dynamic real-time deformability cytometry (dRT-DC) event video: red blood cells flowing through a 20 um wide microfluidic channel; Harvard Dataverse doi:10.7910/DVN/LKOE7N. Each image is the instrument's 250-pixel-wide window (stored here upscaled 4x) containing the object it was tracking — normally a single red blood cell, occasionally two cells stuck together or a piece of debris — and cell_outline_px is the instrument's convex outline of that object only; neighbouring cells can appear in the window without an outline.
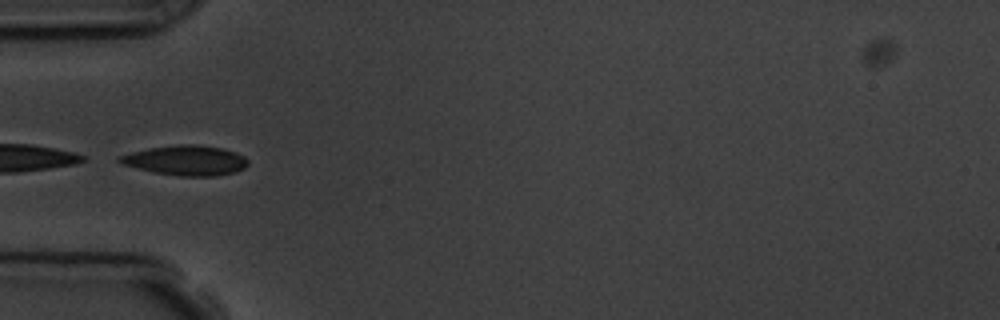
{"species": "common noctule bat (a hibernating species)", "species_latin": "Nyctalus noctula", "temperature_condition": "room temperature", "stored_images_in_passage": 6, "camera_frame_rate_fps": 3000, "um_per_image_px": 0.085, "animal": {"sex": "male", "body_mass_g": 19.5, "forearm_length_mm": 54.6}, "frame": {"image": 1, "passage_image": 6, "time_ms": 5.667, "image_size_px": [1000, 320], "cell_outline_px": [[248, 164], [244, 168], [236, 172], [216, 176], [180, 176], [156, 172], [120, 164], [116, 160], [120, 156], [132, 152], [148, 148], [176, 144], [196, 144], [224, 148], [236, 152], [244, 156], [248, 160]], "centroid_in_image_um": [15.83, 13.62], "position_along_channel_um": 69.2, "area_um2": 22.48}}